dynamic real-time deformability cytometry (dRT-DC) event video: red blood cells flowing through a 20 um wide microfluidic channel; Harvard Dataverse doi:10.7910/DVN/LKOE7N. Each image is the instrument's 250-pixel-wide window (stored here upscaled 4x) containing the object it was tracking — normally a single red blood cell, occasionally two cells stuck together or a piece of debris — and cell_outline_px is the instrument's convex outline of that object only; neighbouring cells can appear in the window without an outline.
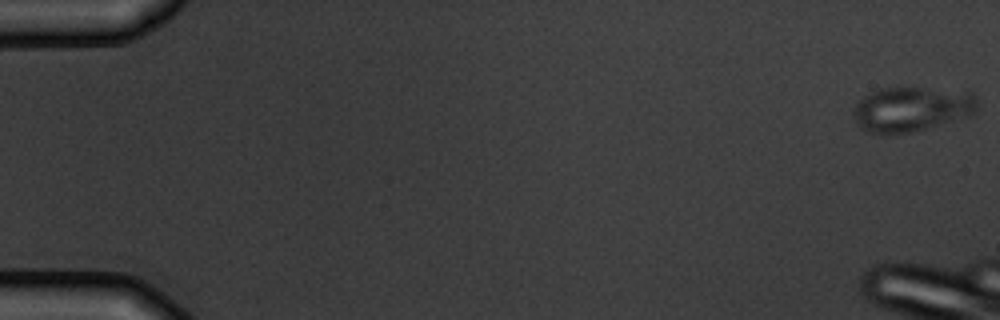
{"species": "common noctule bat (a hibernating species)", "species_latin": "Nyctalus noctula", "temperature_condition": "warm", "stored_images_in_passage": 6, "segment_of_instrument_passage": [2, 2], "camera_frame_rate_fps": 3000, "um_per_image_px": 0.085, "animal": {"sex": "male", "body_mass_g": 19.5, "forearm_length_mm": 54.6}, "frame": {"image": 1, "passage_image": 6, "time_ms": 6.0, "image_size_px": [1000, 320], "cell_outline_px": [[976, 112], [972, 116], [912, 132], [892, 136], [888, 136], [868, 132], [860, 128], [856, 124], [852, 108], [864, 96], [880, 88], [920, 88], [972, 92], [976, 96]], "centroid_in_image_um": [77.46, 9.31], "position_along_channel_um": 7.5, "area_um2": 32.77}}